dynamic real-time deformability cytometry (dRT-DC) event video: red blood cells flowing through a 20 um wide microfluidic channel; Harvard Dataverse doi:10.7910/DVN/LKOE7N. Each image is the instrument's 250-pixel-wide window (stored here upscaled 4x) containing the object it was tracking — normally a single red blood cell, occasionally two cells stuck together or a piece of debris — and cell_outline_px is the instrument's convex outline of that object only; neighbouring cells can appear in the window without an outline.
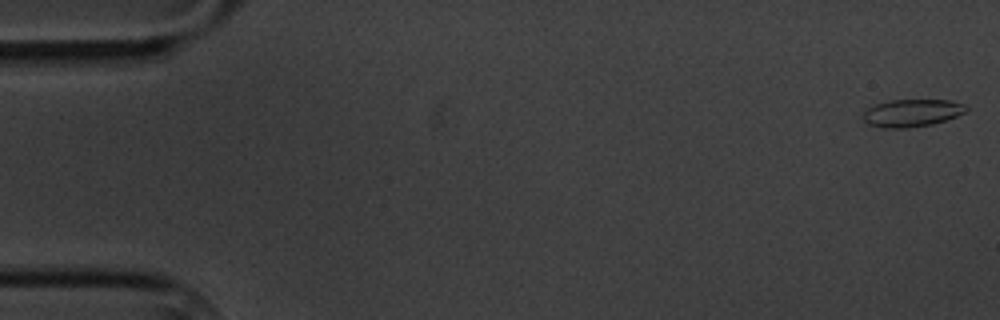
{"species": "common noctule bat (a hibernating species)", "species_latin": "Nyctalus noctula", "temperature_condition": "cold", "stored_images_in_passage": 6, "camera_frame_rate_fps": 3000, "um_per_image_px": 0.085, "animal": {"sex": "male", "body_mass_g": 20.1, "forearm_length_mm": 53.5}, "frame": {"image": 1, "passage_image": 1, "time_ms": 0.0, "image_size_px": [1000, 320], "cell_outline_px": [[968, 112], [932, 124], [908, 128], [884, 128], [868, 124], [864, 120], [864, 112], [868, 108], [876, 104], [892, 100], [948, 100], [964, 104], [968, 108]], "centroid_in_image_um": [77.54, 9.6], "position_along_channel_um": 7.5, "area_um2": 16.42}}
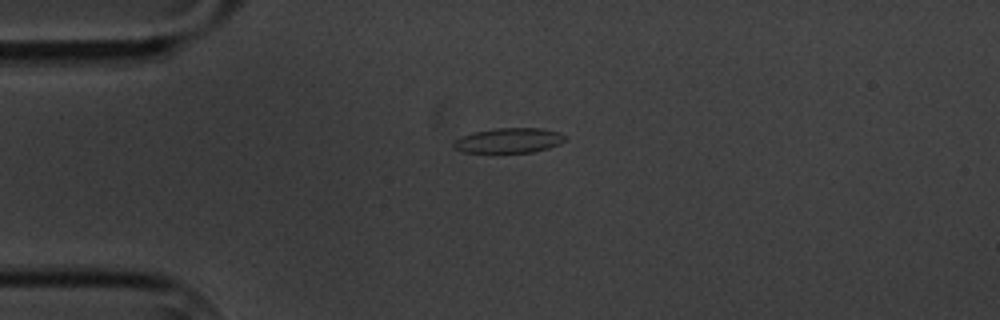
{"frame": {"image": 2, "passage_image": 5, "time_ms": 4.333, "image_size_px": [1000, 320], "cell_outline_px": [[564, 140], [560, 144], [548, 148], [532, 152], [464, 152], [452, 148], [452, 140], [460, 136], [476, 132], [496, 128], [540, 128], [560, 132], [564, 136]], "centroid_in_image_um": [43.2, 11.94], "position_along_channel_um": 41.8, "area_um2": 16.18}}